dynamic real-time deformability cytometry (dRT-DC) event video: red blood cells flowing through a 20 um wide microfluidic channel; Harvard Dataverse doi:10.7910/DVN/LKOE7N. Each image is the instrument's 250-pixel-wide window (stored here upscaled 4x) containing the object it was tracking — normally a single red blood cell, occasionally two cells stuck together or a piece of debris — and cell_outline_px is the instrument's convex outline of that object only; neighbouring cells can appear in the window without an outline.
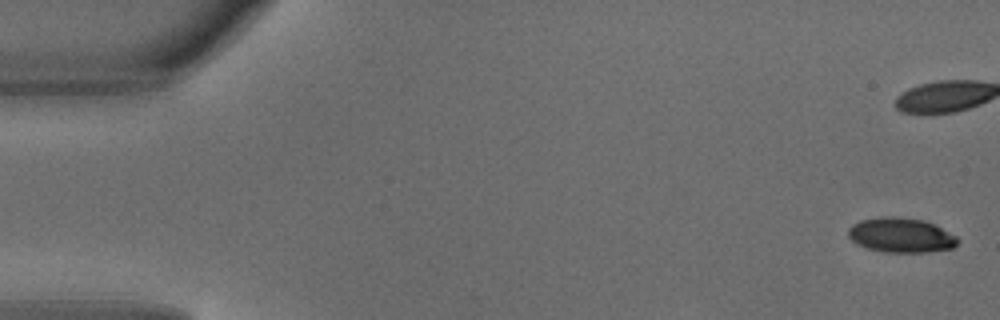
{"species": "common noctule bat (a hibernating species)", "species_latin": "Nyctalus noctula", "temperature_condition": "warm", "stored_images_in_passage": 4, "camera_frame_rate_fps": 3000, "um_per_image_px": 0.085, "animal": {"sex": "male", "body_mass_g": 18.8}, "frame": {"image": 1, "passage_image": 1, "time_ms": 0.0, "image_size_px": [1000, 320], "cell_outline_px": [[960, 240], [952, 248], [928, 252], [884, 252], [868, 248], [856, 244], [848, 236], [848, 228], [852, 224], [860, 220], [884, 216], [892, 216], [924, 220], [956, 236]], "centroid_in_image_um": [76.55, 19.99], "position_along_channel_um": 8.5, "area_um2": 22.02}}